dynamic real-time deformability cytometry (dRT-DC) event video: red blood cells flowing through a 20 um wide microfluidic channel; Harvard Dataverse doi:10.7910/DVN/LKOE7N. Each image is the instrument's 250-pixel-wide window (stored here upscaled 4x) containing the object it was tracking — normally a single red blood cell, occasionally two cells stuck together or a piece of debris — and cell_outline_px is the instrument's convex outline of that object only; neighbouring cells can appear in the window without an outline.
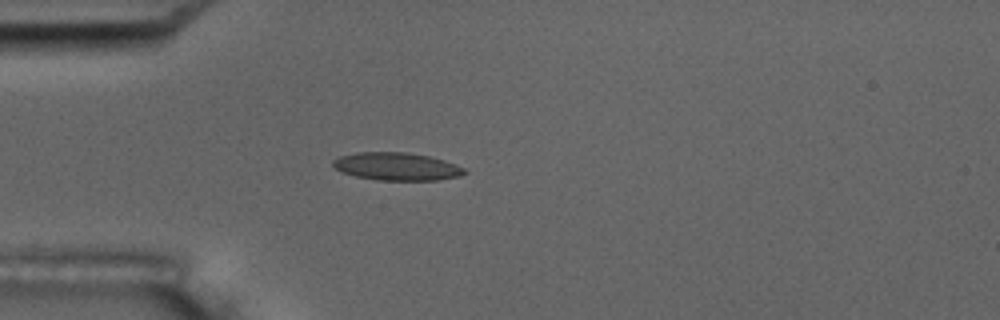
{"species": "common noctule bat (a hibernating species)", "species_latin": "Nyctalus noctula", "temperature_condition": "room temperature", "stored_images_in_passage": 5, "camera_frame_rate_fps": 3000, "um_per_image_px": 0.085, "animal": {"sex": "male", "body_mass_g": 17.5, "forearm_length_mm": 52.3}, "frame": {"image": 1, "passage_image": 4, "time_ms": 4.333, "image_size_px": [1000, 320], "cell_outline_px": [[468, 172], [460, 176], [436, 180], [376, 180], [356, 176], [340, 172], [332, 164], [332, 160], [336, 156], [356, 152], [408, 152], [428, 156], [444, 160], [456, 164], [464, 168]], "centroid_in_image_um": [33.69, 14.14], "position_along_channel_um": 51.3, "area_um2": 21.5}}